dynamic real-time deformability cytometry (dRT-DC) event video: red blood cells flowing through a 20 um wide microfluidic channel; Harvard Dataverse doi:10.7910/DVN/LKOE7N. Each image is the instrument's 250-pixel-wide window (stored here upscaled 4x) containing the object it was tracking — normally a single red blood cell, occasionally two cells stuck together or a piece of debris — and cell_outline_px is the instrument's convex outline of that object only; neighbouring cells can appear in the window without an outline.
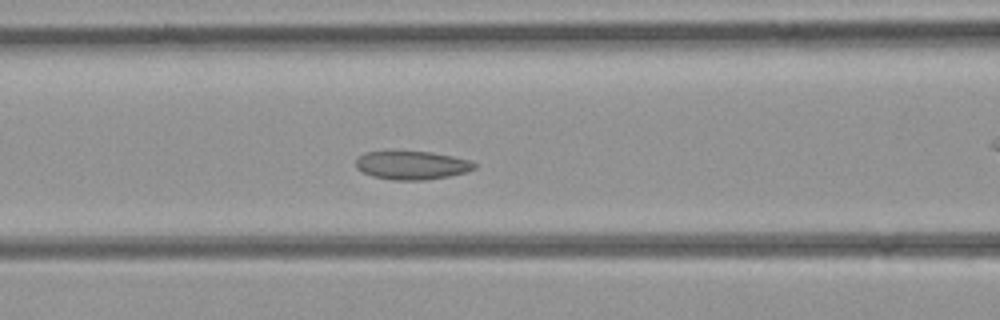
{"species": "common noctule bat (a hibernating species)", "species_latin": "Nyctalus noctula", "temperature_condition": "room temperature", "stored_images_in_passage": 36, "camera_frame_rate_fps": 3000, "um_per_image_px": 0.085, "animal": {"sex": "female", "body_mass_g": 21.9}, "frame": {"image": 1, "passage_image": 10, "time_ms": 3.0, "image_size_px": [1000, 320], "cell_outline_px": [[476, 168], [468, 172], [448, 176], [424, 180], [392, 180], [372, 176], [356, 168], [356, 160], [364, 152], [432, 152], [452, 156], [468, 160], [476, 164]], "centroid_in_image_um": [35.02, 14.06], "position_along_channel_um": 131.6, "area_um2": 19.48}}
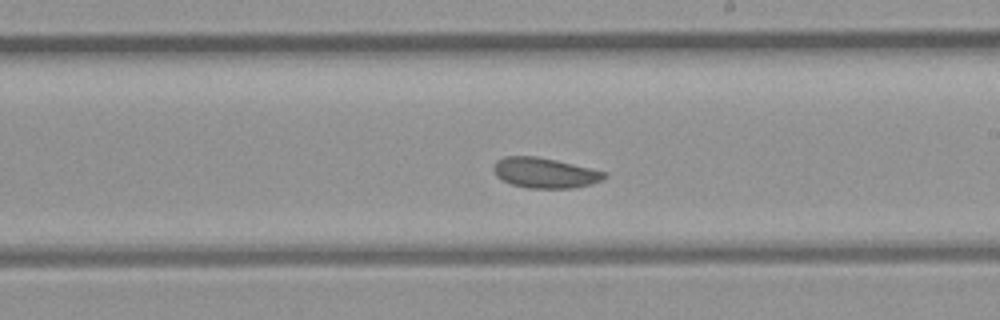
{"frame": {"image": 2, "passage_image": 17, "time_ms": 5.333, "image_size_px": [1000, 320], "cell_outline_px": [[608, 176], [604, 180], [592, 184], [576, 188], [528, 188], [512, 184], [496, 176], [492, 168], [496, 160], [504, 156], [536, 156], [556, 160], [608, 172]], "centroid_in_image_um": [46.35, 14.69], "position_along_channel_um": 242.7, "area_um2": 19.77}}
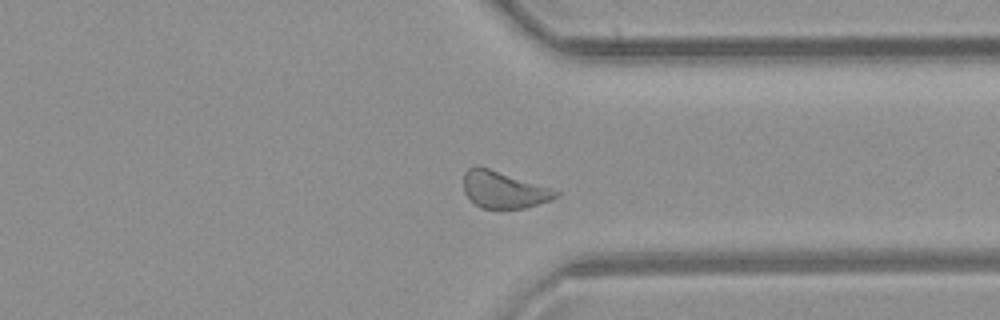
{"frame": {"image": 3, "passage_image": 25, "time_ms": 8.0, "image_size_px": [1000, 320], "cell_outline_px": [[560, 196], [552, 200], [524, 208], [480, 208], [464, 192], [464, 172], [468, 168], [476, 164], [552, 188], [560, 192]], "centroid_in_image_um": [42.83, 16.11], "position_along_channel_um": 368.6, "area_um2": 19.83}}